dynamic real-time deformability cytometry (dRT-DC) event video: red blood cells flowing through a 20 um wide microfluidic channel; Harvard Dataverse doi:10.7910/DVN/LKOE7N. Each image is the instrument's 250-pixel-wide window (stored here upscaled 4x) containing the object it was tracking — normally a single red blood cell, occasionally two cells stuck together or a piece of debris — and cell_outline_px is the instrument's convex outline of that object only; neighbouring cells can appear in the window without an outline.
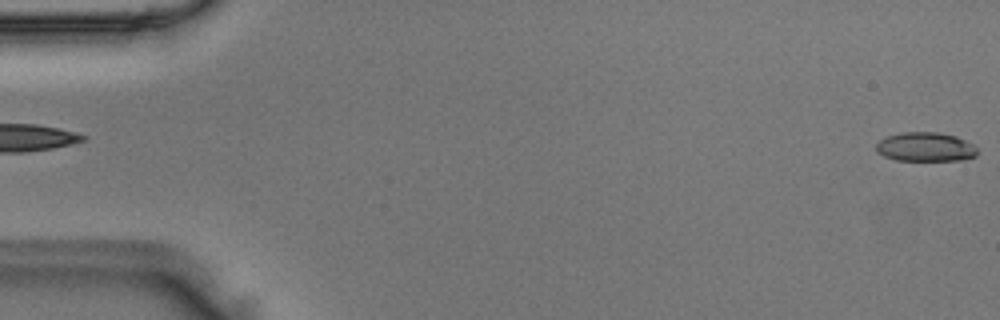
{"species": "Egyptian fruit bat (a non-hibernating species)", "species_latin": "Rousettus aegyptiacus", "temperature_condition": "room temperature", "stored_images_in_passage": 51, "camera_frame_rate_fps": 3000, "um_per_image_px": 0.085, "animal": {"sex": "male"}, "frame": {"image": 1, "passage_image": 1, "time_ms": 0.0, "image_size_px": [1000, 320], "cell_outline_px": [[976, 156], [960, 160], [896, 160], [884, 156], [876, 152], [876, 144], [880, 140], [888, 136], [904, 132], [936, 132], [956, 136], [972, 144], [976, 148]], "centroid_in_image_um": [78.64, 12.49], "position_along_channel_um": 6.4, "area_um2": 16.99}}
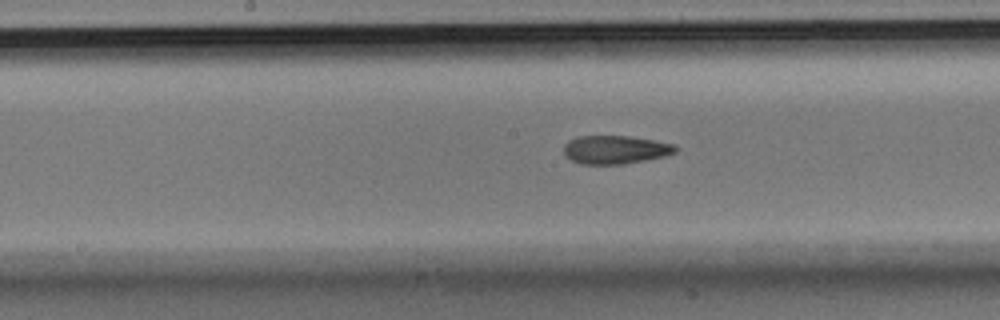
{"frame": {"image": 2, "passage_image": 26, "time_ms": 8.333, "image_size_px": [1000, 320], "cell_outline_px": [[680, 148], [676, 152], [664, 156], [624, 164], [580, 164], [564, 156], [564, 144], [568, 140], [576, 136], [628, 136], [652, 140], [672, 144]], "centroid_in_image_um": [52.26, 12.72], "position_along_channel_um": 195.9, "area_um2": 18.5}}
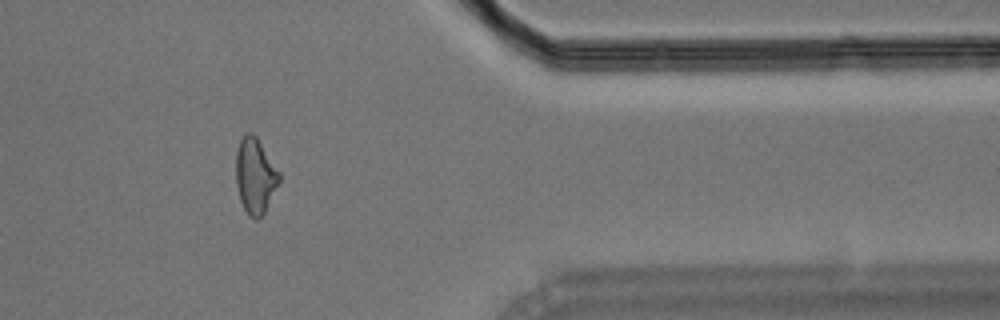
{"frame": {"image": 3, "passage_image": 42, "time_ms": 13.667, "image_size_px": [1000, 320], "cell_outline_px": [[280, 180], [264, 212], [256, 220], [248, 216], [240, 200], [236, 184], [236, 152], [240, 140], [248, 132], [252, 132], [256, 136], [280, 172]], "centroid_in_image_um": [21.68, 14.94], "position_along_channel_um": 389.7, "area_um2": 18.84}}